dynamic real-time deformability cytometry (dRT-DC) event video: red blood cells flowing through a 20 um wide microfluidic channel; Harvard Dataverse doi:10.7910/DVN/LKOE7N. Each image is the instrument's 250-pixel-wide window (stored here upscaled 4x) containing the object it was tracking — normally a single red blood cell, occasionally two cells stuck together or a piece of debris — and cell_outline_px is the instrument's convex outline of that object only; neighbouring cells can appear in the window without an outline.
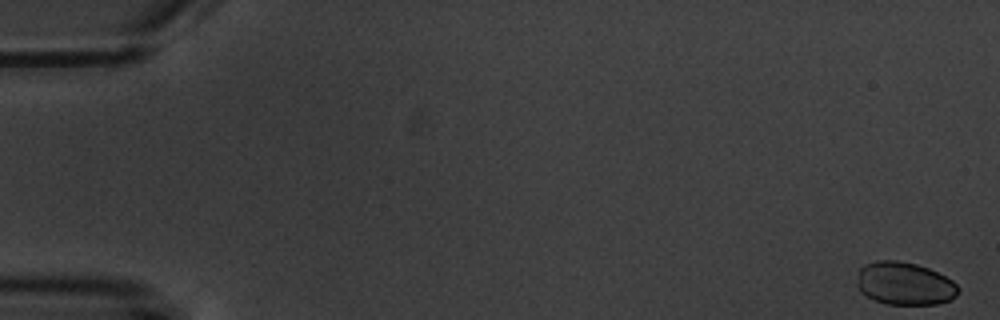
{"species": "common noctule bat (a hibernating species)", "species_latin": "Nyctalus noctula", "temperature_condition": "warm", "stored_images_in_passage": 8, "camera_frame_rate_fps": 3000, "um_per_image_px": 0.085, "animal": {"sex": "male", "body_mass_g": 20.1, "forearm_length_mm": 53.5}, "frame": {"image": 1, "passage_image": 1, "time_ms": 0.0, "image_size_px": [1000, 320], "cell_outline_px": [[960, 292], [956, 296], [948, 300], [936, 304], [888, 304], [876, 300], [860, 292], [856, 284], [860, 268], [864, 264], [876, 260], [900, 260], [916, 264], [928, 268], [952, 280], [960, 288]], "centroid_in_image_um": [76.88, 24.09], "position_along_channel_um": 8.1, "area_um2": 25.32}}
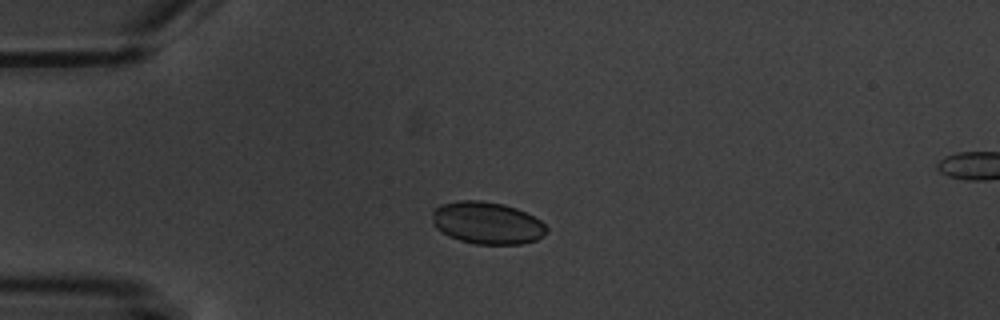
{"frame": {"image": 2, "passage_image": 5, "time_ms": 4.667, "image_size_px": [1000, 320], "cell_outline_px": [[548, 232], [544, 236], [536, 240], [520, 244], [476, 244], [460, 240], [448, 236], [436, 228], [432, 224], [432, 208], [440, 204], [460, 200], [480, 200], [504, 204], [516, 208], [540, 220], [548, 228]], "centroid_in_image_um": [41.38, 18.94], "position_along_channel_um": 43.6, "area_um2": 28.38}}
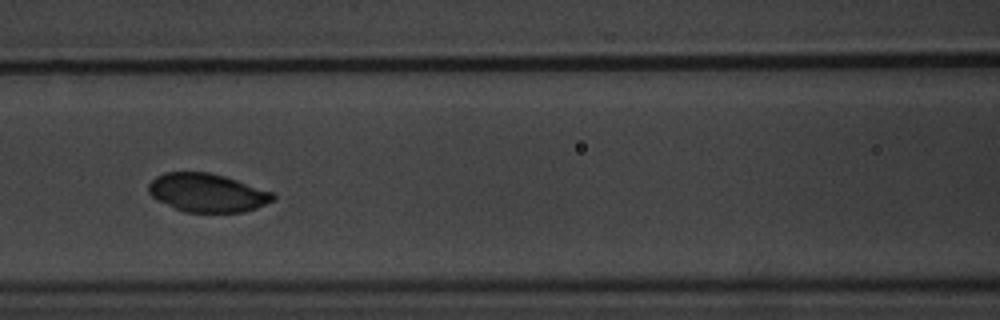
{"frame": {"image": 3, "passage_image": 8, "time_ms": 8.333, "image_size_px": [1000, 320], "cell_outline_px": [[276, 196], [272, 200], [256, 208], [244, 212], [184, 212], [156, 200], [148, 192], [148, 184], [156, 176], [164, 172], [208, 172], [224, 176], [272, 192]], "centroid_in_image_um": [17.57, 16.38], "position_along_channel_um": 149.0, "area_um2": 27.74}}